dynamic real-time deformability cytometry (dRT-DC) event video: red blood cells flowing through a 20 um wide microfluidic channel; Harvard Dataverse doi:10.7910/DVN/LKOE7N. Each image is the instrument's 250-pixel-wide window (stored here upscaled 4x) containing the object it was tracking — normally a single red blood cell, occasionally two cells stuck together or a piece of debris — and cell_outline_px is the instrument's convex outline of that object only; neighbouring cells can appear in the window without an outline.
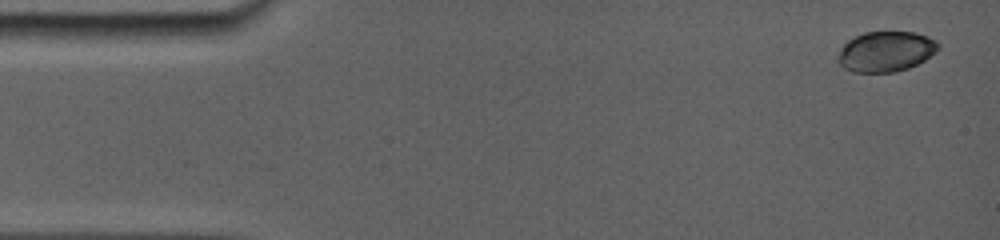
{"species": "common noctule bat (a hibernating species)", "species_latin": "Nyctalus noctula", "temperature_condition": "room temperature", "stored_images_in_passage": 35, "camera_frame_rate_fps": 5000, "um_per_image_px": 0.085, "animal": {"sex": "female", "body_mass_g": 19.0, "forearm_length_mm": 56.7}, "frame": {"image": 1, "passage_image": 1, "time_ms": 0.0, "image_size_px": [1000, 240], "cell_outline_px": [[940, 48], [936, 52], [924, 60], [908, 68], [896, 72], [852, 72], [844, 68], [836, 60], [836, 56], [840, 48], [848, 40], [864, 32], [916, 32], [928, 36], [936, 40], [940, 44]], "centroid_in_image_um": [75.29, 4.38], "position_along_channel_um": 9.7, "area_um2": 23.81}}
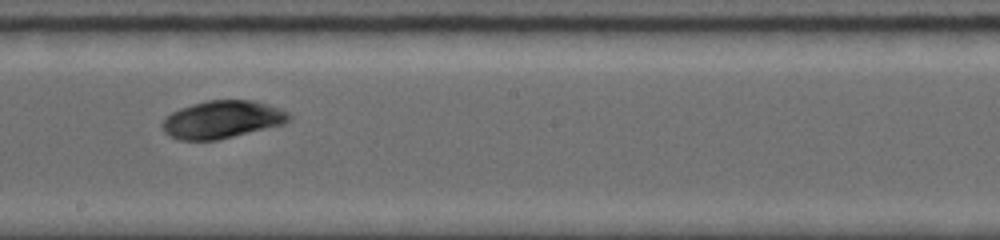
{"frame": {"image": 2, "passage_image": 20, "time_ms": 8.8, "image_size_px": [1000, 240], "cell_outline_px": [[292, 116], [284, 124], [216, 140], [180, 140], [168, 136], [164, 132], [160, 124], [172, 112], [180, 108], [192, 104], [208, 100], [252, 100], [268, 104], [280, 108], [288, 112]], "centroid_in_image_um": [18.87, 10.16], "position_along_channel_um": 229.3, "area_um2": 27.74}}
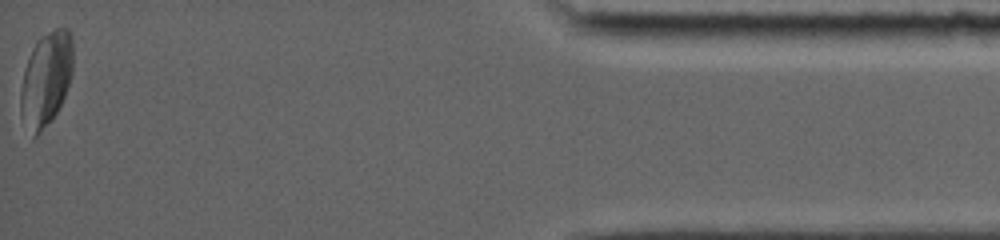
{"frame": {"image": 3, "passage_image": 35, "time_ms": 16.0, "image_size_px": [1000, 240], "cell_outline_px": [[72, 72], [64, 96], [56, 112], [40, 132], [32, 140], [20, 116], [20, 92], [24, 68], [32, 48], [40, 36], [56, 28], [68, 28], [72, 36]], "centroid_in_image_um": [3.88, 6.72], "position_along_channel_um": 431.3, "area_um2": 28.78}, "authors_computed_cell_mechanics": {"area_um2": 27.1082, "velocity_mm_per_s": 3.7814, "shape_relaxation_time_tau1_ms": 2.1496, "shape_relaxation_time_tau2_ms": 2.6805, "deformation_change_tau1": 0.0414, "deformation_change_tau2": 0.0442}}